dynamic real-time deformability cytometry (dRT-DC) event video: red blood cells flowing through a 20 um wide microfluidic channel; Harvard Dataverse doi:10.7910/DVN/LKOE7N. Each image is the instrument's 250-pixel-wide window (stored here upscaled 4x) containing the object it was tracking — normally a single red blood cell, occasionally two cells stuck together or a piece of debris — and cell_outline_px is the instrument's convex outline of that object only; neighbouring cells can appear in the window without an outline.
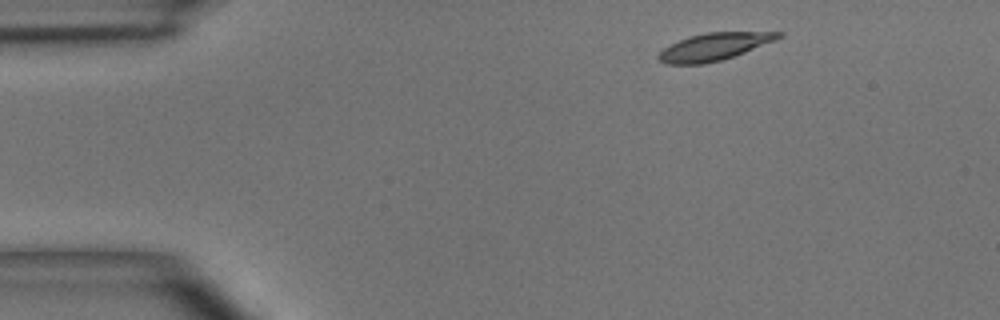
{"species": "common noctule bat (a hibernating species)", "species_latin": "Nyctalus noctula", "temperature_condition": "room temperature", "stored_images_in_passage": 3, "camera_frame_rate_fps": 3000, "um_per_image_px": 0.085, "animal": {"sex": "male", "body_mass_g": 15.6}, "frame": {"image": 1, "passage_image": 1, "time_ms": 0.0, "image_size_px": [1000, 320], "cell_outline_px": [[784, 36], [776, 40], [744, 52], [720, 60], [704, 64], [664, 64], [656, 56], [664, 48], [688, 36], [708, 32], [784, 32]], "centroid_in_image_um": [60.7, 3.96], "position_along_channel_um": 24.3, "area_um2": 18.9}}